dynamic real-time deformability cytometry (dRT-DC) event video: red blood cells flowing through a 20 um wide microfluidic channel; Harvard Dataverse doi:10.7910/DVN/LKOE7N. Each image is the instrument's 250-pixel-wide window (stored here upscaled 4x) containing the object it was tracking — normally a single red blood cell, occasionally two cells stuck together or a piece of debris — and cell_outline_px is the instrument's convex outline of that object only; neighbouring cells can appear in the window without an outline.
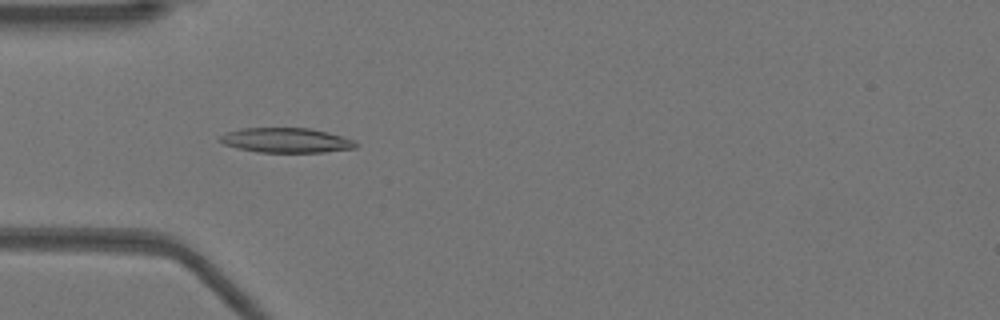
{"species": "Egyptian fruit bat (a non-hibernating species)", "species_latin": "Rousettus aegyptiacus", "temperature_condition": "warm", "stored_images_in_passage": 37, "camera_frame_rate_fps": 3000, "um_per_image_px": 0.085, "animal": {"sex": "female"}, "frame": {"image": 1, "passage_image": 7, "time_ms": 2.0, "image_size_px": [1000, 320], "cell_outline_px": [[356, 148], [324, 152], [256, 152], [224, 144], [220, 140], [220, 136], [228, 132], [244, 128], [308, 128], [328, 132], [352, 140], [356, 144]], "centroid_in_image_um": [24.33, 11.93], "position_along_channel_um": 60.7, "area_um2": 19.25}}
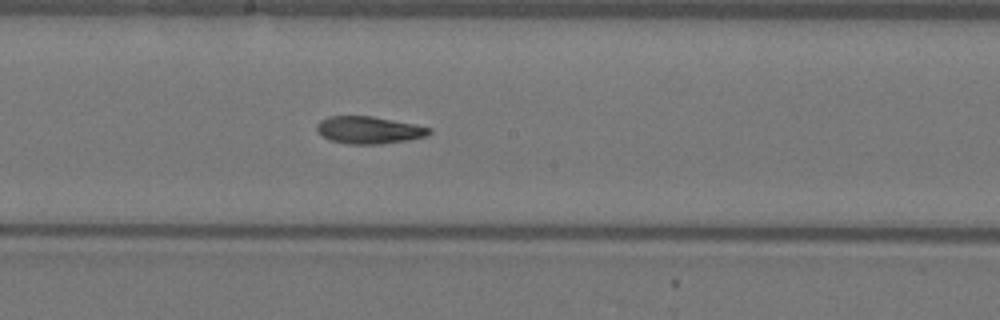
{"frame": {"image": 2, "passage_image": 19, "time_ms": 6.0, "image_size_px": [1000, 320], "cell_outline_px": [[432, 132], [428, 136], [408, 140], [380, 144], [348, 144], [328, 140], [316, 128], [316, 124], [320, 120], [328, 116], [372, 116], [432, 128]], "centroid_in_image_um": [31.36, 11.06], "position_along_channel_um": 216.8, "area_um2": 17.86}}
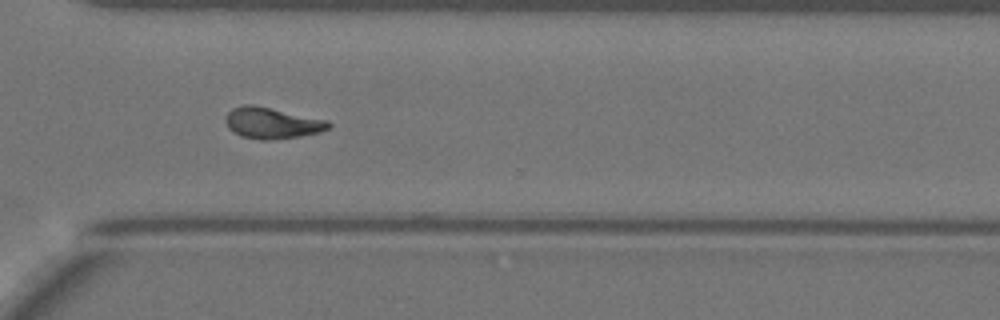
{"frame": {"image": 3, "passage_image": 29, "time_ms": 9.333, "image_size_px": [1000, 320], "cell_outline_px": [[332, 124], [328, 128], [320, 132], [300, 136], [272, 140], [260, 140], [240, 136], [228, 128], [224, 120], [224, 116], [232, 108], [244, 104], [252, 104], [328, 120]], "centroid_in_image_um": [23.08, 10.46], "position_along_channel_um": 347.5, "area_um2": 18.84}, "authors_computed_cell_mechanics": {"area_um2": 18.3804, "velocity_mm_per_s": 3.9346, "shape_relaxation_time_tau1_ms": 9.0256, "shape_relaxation_time_tau2_ms": 3.1553, "deformation_change_tau1": 0.2623, "deformation_change_tau2": 0.0755}}